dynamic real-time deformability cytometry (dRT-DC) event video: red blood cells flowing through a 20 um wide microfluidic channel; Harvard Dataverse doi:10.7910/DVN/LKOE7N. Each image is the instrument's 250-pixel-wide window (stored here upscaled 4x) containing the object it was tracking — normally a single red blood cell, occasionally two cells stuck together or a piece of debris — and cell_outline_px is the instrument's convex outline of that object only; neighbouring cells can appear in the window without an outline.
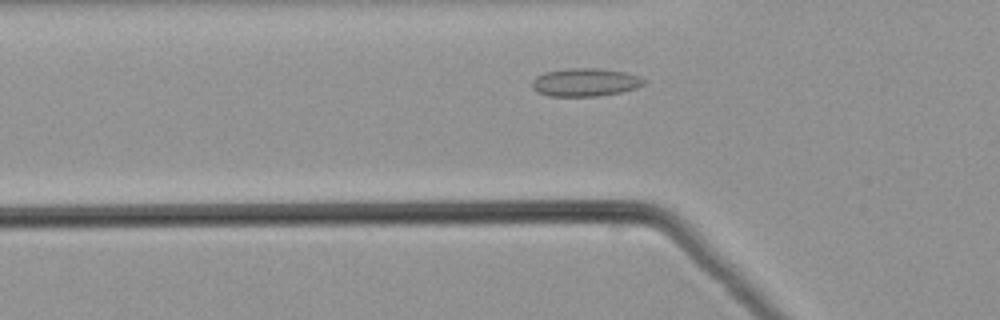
{"species": "common noctule bat (a hibernating species)", "species_latin": "Nyctalus noctula", "temperature_condition": "warm", "stored_images_in_passage": 41, "camera_frame_rate_fps": 3000, "um_per_image_px": 0.085, "animal": {"sex": "male", "body_mass_g": 21.5, "forearm_length_mm": 52.0}, "frame": {"image": 1, "passage_image": 7, "time_ms": 2.0, "image_size_px": [1000, 320], "cell_outline_px": [[648, 80], [644, 84], [636, 88], [620, 92], [596, 96], [548, 96], [536, 92], [532, 88], [532, 80], [536, 76], [544, 72], [568, 68], [596, 68], [624, 72], [640, 76]], "centroid_in_image_um": [49.73, 6.99], "position_along_channel_um": 76.1, "area_um2": 18.44}}
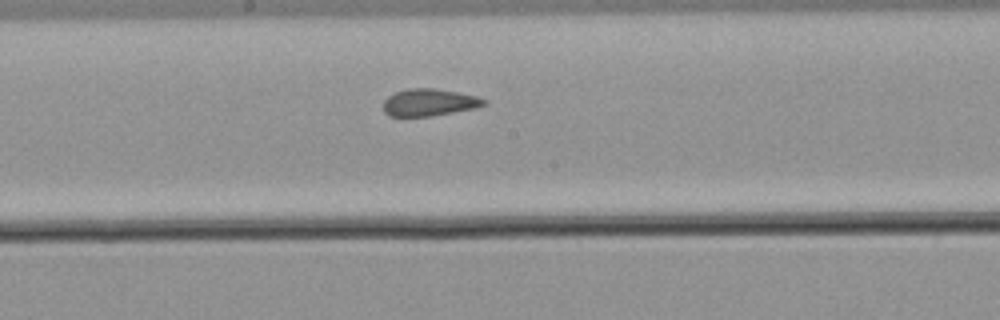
{"frame": {"image": 2, "passage_image": 17, "time_ms": 5.333, "image_size_px": [1000, 320], "cell_outline_px": [[488, 104], [476, 108], [428, 116], [388, 116], [384, 112], [384, 100], [388, 96], [396, 92], [408, 88], [432, 88], [460, 92], [476, 96], [488, 100]], "centroid_in_image_um": [36.51, 8.7], "position_along_channel_um": 211.7, "area_um2": 15.95}}
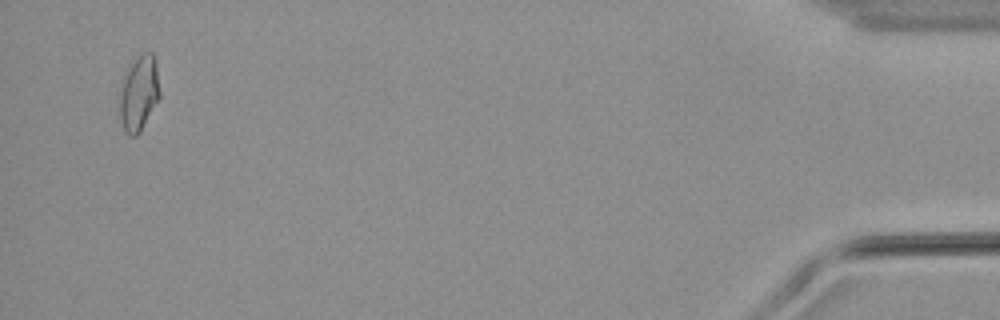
{"frame": {"image": 3, "passage_image": 39, "time_ms": 12.667, "image_size_px": [1000, 320], "cell_outline_px": [[160, 96], [140, 132], [136, 136], [128, 136], [124, 132], [120, 120], [120, 80], [124, 72], [144, 52], [152, 52], [156, 60], [160, 92]], "centroid_in_image_um": [11.79, 7.94], "position_along_channel_um": 423.4, "area_um2": 17.74}}